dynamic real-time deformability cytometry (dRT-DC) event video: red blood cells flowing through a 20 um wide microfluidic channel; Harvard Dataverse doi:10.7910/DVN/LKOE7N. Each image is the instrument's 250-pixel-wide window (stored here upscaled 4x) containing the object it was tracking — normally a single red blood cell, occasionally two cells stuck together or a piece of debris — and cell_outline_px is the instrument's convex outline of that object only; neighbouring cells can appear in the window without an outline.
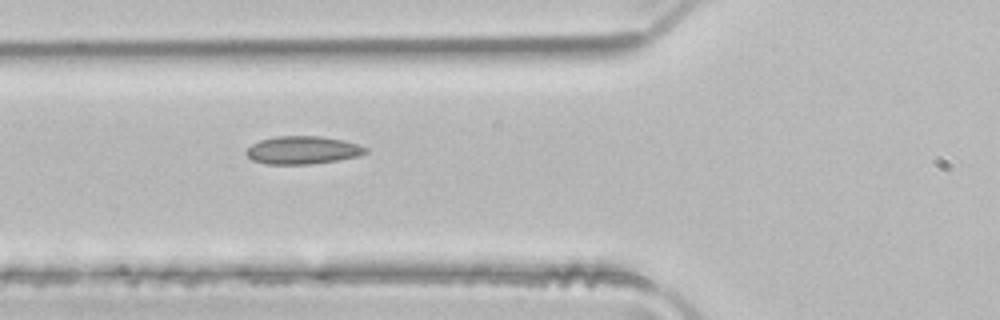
{"species": "common noctule bat (a hibernating species)", "species_latin": "Nyctalus noctula", "temperature_condition": "room temperature", "stored_images_in_passage": 4, "camera_frame_rate_fps": 3000, "um_per_image_px": 0.085, "animal": {"sex": "male", "body_mass_g": 21.5, "forearm_length_mm": 52.0}, "frame": {"image": 1, "passage_image": 4, "time_ms": 1.0, "image_size_px": [1000, 320], "cell_outline_px": [[368, 152], [356, 156], [336, 160], [308, 164], [264, 164], [252, 160], [244, 152], [252, 144], [260, 140], [276, 136], [320, 136], [344, 140], [368, 148]], "centroid_in_image_um": [25.69, 12.75], "position_along_channel_um": 100.1, "area_um2": 19.31}}